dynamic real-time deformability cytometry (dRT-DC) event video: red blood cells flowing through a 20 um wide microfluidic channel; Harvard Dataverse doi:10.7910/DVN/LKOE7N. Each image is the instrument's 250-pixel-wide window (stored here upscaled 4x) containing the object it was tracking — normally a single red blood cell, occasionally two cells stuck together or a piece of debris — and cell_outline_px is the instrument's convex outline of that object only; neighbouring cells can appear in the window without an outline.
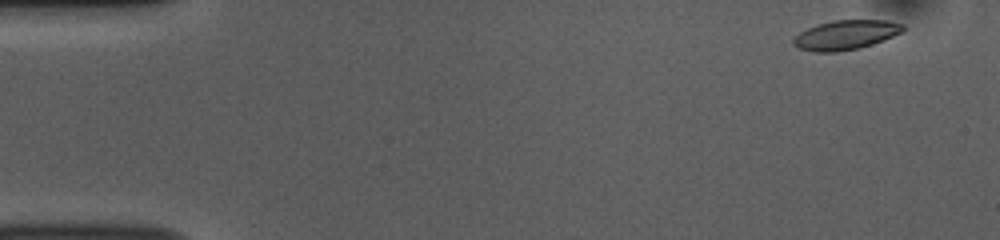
{"species": "common noctule bat (a hibernating species)", "species_latin": "Nyctalus noctula", "temperature_condition": "room temperature", "stored_images_in_passage": 50, "camera_frame_rate_fps": 3000, "um_per_image_px": 0.085, "animal": {"sex": "female", "body_mass_g": 10.0, "forearm_length_mm": 53.1}, "frame": {"image": 1, "passage_image": 1, "time_ms": 0.0, "image_size_px": [1000, 240], "cell_outline_px": [[904, 28], [900, 32], [884, 40], [860, 48], [836, 52], [812, 52], [800, 48], [792, 44], [792, 40], [800, 32], [816, 24], [832, 20], [884, 20], [904, 24]], "centroid_in_image_um": [71.85, 2.97], "position_along_channel_um": 13.1, "area_um2": 18.79}}
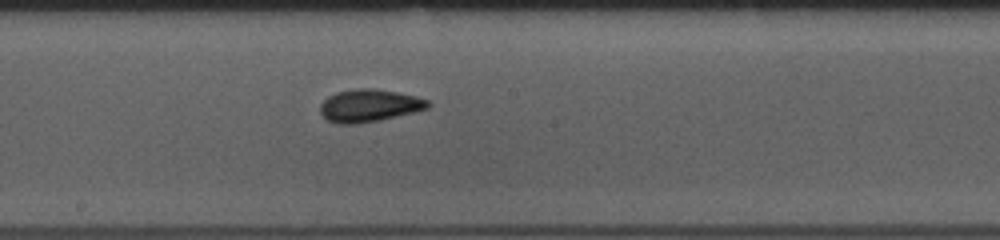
{"frame": {"image": 2, "passage_image": 26, "time_ms": 8.333, "image_size_px": [1000, 240], "cell_outline_px": [[432, 104], [428, 108], [380, 120], [356, 124], [340, 124], [328, 120], [320, 112], [320, 104], [328, 96], [336, 92], [356, 88], [376, 88], [416, 96], [428, 100]], "centroid_in_image_um": [31.38, 8.96], "position_along_channel_um": 216.8, "area_um2": 20.4}}
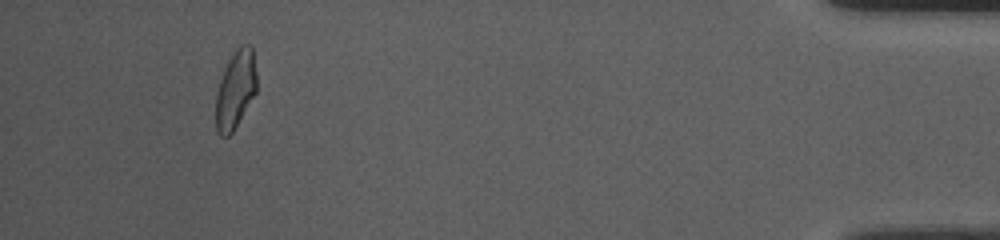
{"frame": {"image": 3, "passage_image": 47, "time_ms": 15.333, "image_size_px": [1000, 240], "cell_outline_px": [[256, 92], [232, 132], [228, 136], [220, 136], [216, 132], [216, 92], [220, 80], [228, 60], [236, 48], [240, 44], [252, 44], [256, 72]], "centroid_in_image_um": [20.01, 7.58], "position_along_channel_um": 415.2, "area_um2": 18.55}, "authors_computed_cell_mechanics": {"area_um2": 19.2763, "velocity_mm_per_s": 3.7846, "shape_relaxation_time_tau1_ms": 4.945, "shape_relaxation_time_tau2_ms": 2.1679, "deformation_change_tau1": 0.1305, "deformation_change_tau2": 0.0778}}